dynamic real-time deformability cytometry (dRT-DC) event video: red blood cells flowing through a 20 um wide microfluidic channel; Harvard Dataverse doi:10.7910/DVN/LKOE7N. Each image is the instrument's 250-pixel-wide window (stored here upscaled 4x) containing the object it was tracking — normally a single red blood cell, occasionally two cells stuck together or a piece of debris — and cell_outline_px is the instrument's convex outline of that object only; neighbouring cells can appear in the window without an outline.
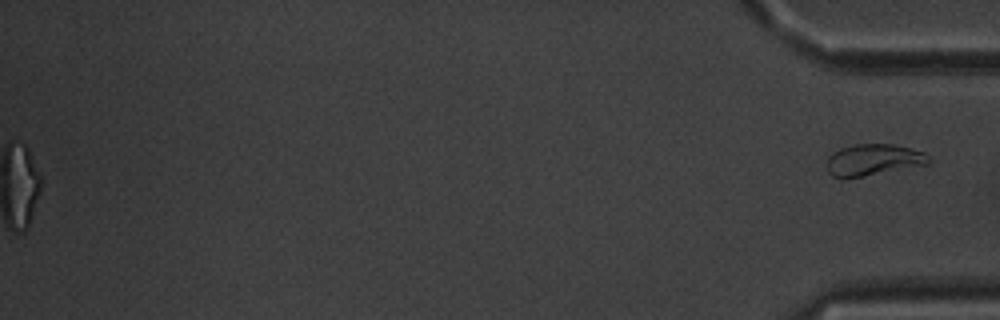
{"species": "common noctule bat (a hibernating species)", "species_latin": "Nyctalus noctula", "temperature_condition": "warm", "stored_images_in_passage": 58, "segment_of_instrument_passage": [2, 2], "camera_frame_rate_fps": 3000, "um_per_image_px": 0.085, "animal": {"sex": "male", "body_mass_g": 20.1, "forearm_length_mm": 53.5}, "frame": {"image": 1, "passage_image": 58, "time_ms": 19.0, "image_size_px": [1000, 320], "cell_outline_px": [[932, 160], [928, 164], [844, 180], [832, 176], [828, 172], [828, 156], [832, 152], [840, 148], [852, 144], [892, 144], [924, 152]], "centroid_in_image_um": [74.19, 13.6], "position_along_channel_um": 361.0, "area_um2": 18.9}}